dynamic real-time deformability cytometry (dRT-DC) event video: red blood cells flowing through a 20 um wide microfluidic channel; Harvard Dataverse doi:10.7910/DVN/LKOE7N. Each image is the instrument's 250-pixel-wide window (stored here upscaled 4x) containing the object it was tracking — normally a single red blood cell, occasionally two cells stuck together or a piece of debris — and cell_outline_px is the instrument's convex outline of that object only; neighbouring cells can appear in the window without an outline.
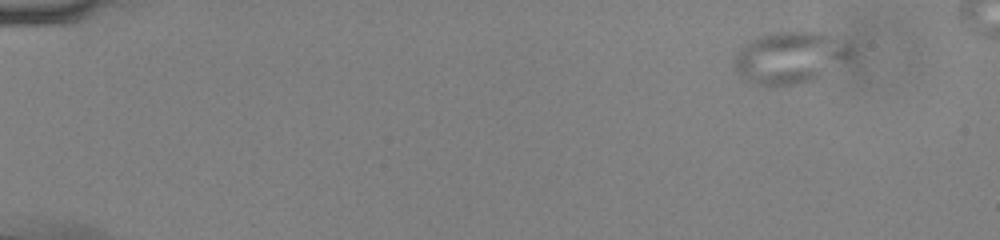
{"species": "common noctule bat (a hibernating species)", "species_latin": "Nyctalus noctula", "temperature_condition": "cold", "stored_images_in_passage": 48, "camera_frame_rate_fps": 3000, "um_per_image_px": 0.085, "animal": {"sex": "male", "body_mass_g": 13.0, "forearm_length_mm": 53.1}, "frame": {"image": 1, "passage_image": 1, "time_ms": 0.0, "image_size_px": [1000, 240], "cell_outline_px": [[856, 56], [820, 76], [812, 80], [796, 84], [756, 84], [744, 80], [736, 72], [736, 56], [740, 48], [756, 36], [776, 32], [824, 32], [848, 40], [856, 44]], "centroid_in_image_um": [67.31, 4.85], "position_along_channel_um": 17.7, "area_um2": 35.89}}
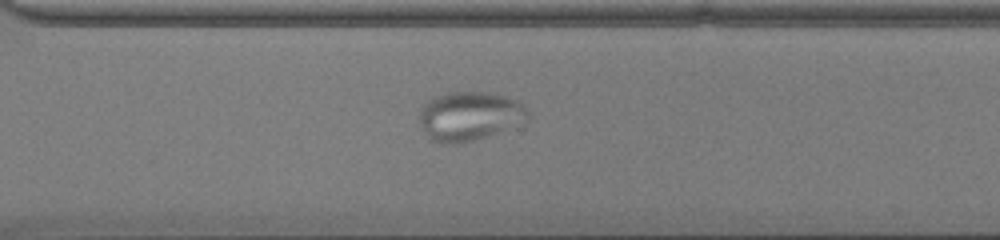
{"frame": {"image": 2, "passage_image": 35, "time_ms": 11.333, "image_size_px": [1000, 240], "cell_outline_px": [[528, 116], [496, 132], [460, 144], [440, 144], [432, 140], [424, 132], [420, 124], [420, 108], [428, 100], [436, 96], [448, 92], [488, 92], [504, 96], [516, 100], [524, 104], [528, 108]], "centroid_in_image_um": [39.82, 9.85], "position_along_channel_um": 330.8, "area_um2": 30.4}}
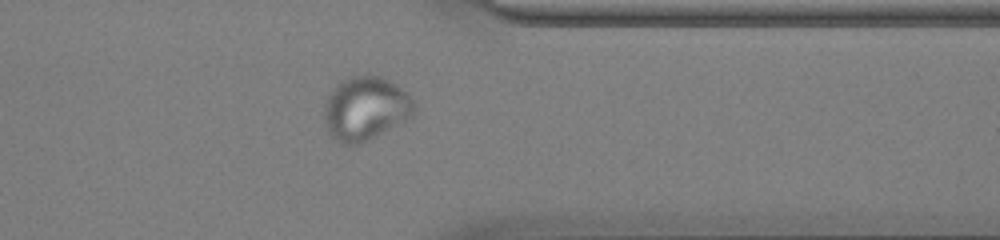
{"frame": {"image": 3, "passage_image": 39, "time_ms": 12.667, "image_size_px": [1000, 240], "cell_outline_px": [[416, 108], [412, 116], [360, 144], [340, 144], [328, 132], [324, 120], [324, 108], [328, 96], [336, 84], [340, 80], [348, 76], [380, 76], [396, 84], [416, 104]], "centroid_in_image_um": [31.03, 9.22], "position_along_channel_um": 380.4, "area_um2": 33.06}}